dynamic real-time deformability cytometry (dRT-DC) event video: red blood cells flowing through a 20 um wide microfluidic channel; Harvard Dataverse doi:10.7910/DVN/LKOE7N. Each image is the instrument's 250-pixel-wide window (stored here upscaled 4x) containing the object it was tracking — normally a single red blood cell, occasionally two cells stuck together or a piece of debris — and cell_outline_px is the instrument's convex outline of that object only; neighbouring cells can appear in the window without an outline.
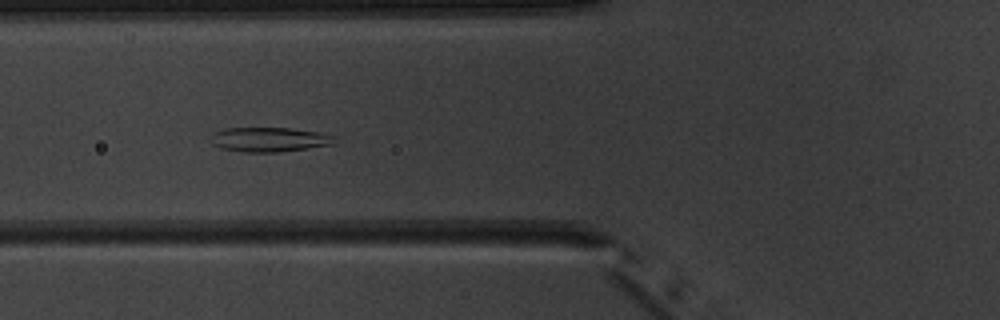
{"species": "common noctule bat (a hibernating species)", "species_latin": "Nyctalus noctula", "temperature_condition": "warm", "stored_images_in_passage": 5, "camera_frame_rate_fps": 3000, "um_per_image_px": 0.085, "animal": {"sex": "male", "body_mass_g": 20.1, "forearm_length_mm": 53.5}, "frame": {"image": 1, "passage_image": 5, "time_ms": 4.667, "image_size_px": [1000, 320], "cell_outline_px": [[336, 136], [332, 144], [308, 148], [276, 152], [244, 152], [224, 148], [212, 144], [208, 136], [212, 132], [224, 128], [292, 128], [316, 132]], "centroid_in_image_um": [22.82, 11.85], "position_along_channel_um": 103.0, "area_um2": 17.63}}